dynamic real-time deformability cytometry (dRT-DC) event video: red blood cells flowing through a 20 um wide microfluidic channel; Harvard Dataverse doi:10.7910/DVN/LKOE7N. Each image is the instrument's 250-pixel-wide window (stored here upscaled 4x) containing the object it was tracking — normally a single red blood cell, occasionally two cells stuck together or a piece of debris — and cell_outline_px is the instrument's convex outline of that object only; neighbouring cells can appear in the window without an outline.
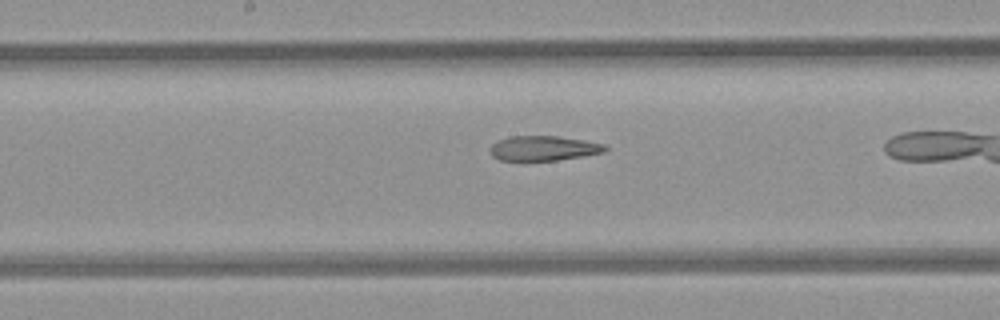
{"species": "common noctule bat (a hibernating species)", "species_latin": "Nyctalus noctula", "temperature_condition": "room temperature", "stored_images_in_passage": 26, "camera_frame_rate_fps": 3000, "um_per_image_px": 0.085, "animal": {"sex": "female", "body_mass_g": 21.9}, "frame": {"image": 1, "passage_image": 12, "time_ms": 3.667, "image_size_px": [1000, 320], "cell_outline_px": [[608, 148], [604, 152], [556, 160], [500, 160], [492, 156], [492, 144], [496, 140], [508, 136], [556, 136], [584, 140], [604, 144]], "centroid_in_image_um": [46.18, 12.59], "position_along_channel_um": 202.0, "area_um2": 16.42}}
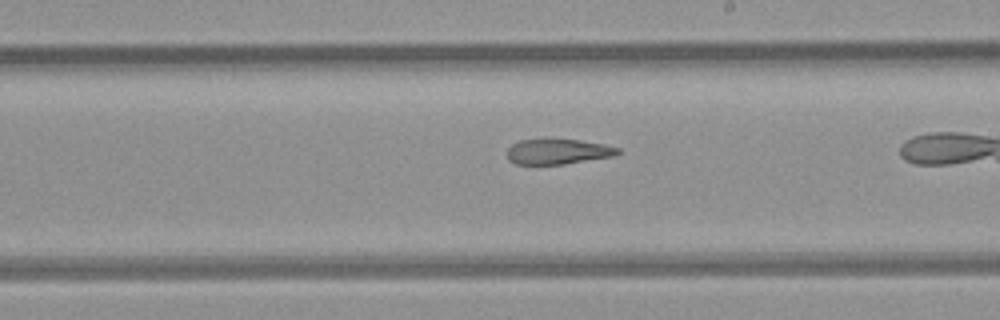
{"frame": {"image": 2, "passage_image": 15, "time_ms": 4.667, "image_size_px": [1000, 320], "cell_outline_px": [[620, 152], [612, 156], [564, 164], [516, 164], [508, 160], [508, 148], [512, 144], [520, 140], [580, 140], [604, 144], [620, 148]], "centroid_in_image_um": [47.42, 12.89], "position_along_channel_um": 241.6, "area_um2": 16.01}}